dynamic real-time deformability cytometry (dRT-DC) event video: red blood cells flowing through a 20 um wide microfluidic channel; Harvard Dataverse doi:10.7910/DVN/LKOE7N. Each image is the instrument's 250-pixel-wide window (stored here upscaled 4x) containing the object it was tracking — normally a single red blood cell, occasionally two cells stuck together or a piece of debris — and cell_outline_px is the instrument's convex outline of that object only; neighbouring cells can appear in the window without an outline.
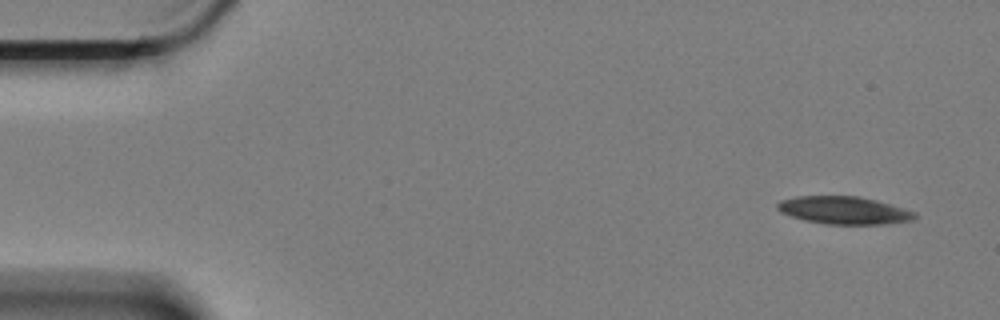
{"species": "Egyptian fruit bat (a non-hibernating species)", "species_latin": "Rousettus aegyptiacus", "temperature_condition": "cold", "stored_images_in_passage": 6, "segment_of_instrument_passage": [2, 2], "camera_frame_rate_fps": 3000, "um_per_image_px": 0.085, "animal": {"sex": "female"}, "frame": {"image": 1, "passage_image": 6, "time_ms": 1.667, "image_size_px": [1000, 320], "cell_outline_px": [[916, 216], [912, 220], [888, 224], [824, 224], [792, 216], [780, 212], [776, 208], [776, 204], [780, 200], [796, 196], [860, 196], [876, 200], [916, 212]], "centroid_in_image_um": [71.73, 17.87], "position_along_channel_um": 13.3, "area_um2": 22.08}}